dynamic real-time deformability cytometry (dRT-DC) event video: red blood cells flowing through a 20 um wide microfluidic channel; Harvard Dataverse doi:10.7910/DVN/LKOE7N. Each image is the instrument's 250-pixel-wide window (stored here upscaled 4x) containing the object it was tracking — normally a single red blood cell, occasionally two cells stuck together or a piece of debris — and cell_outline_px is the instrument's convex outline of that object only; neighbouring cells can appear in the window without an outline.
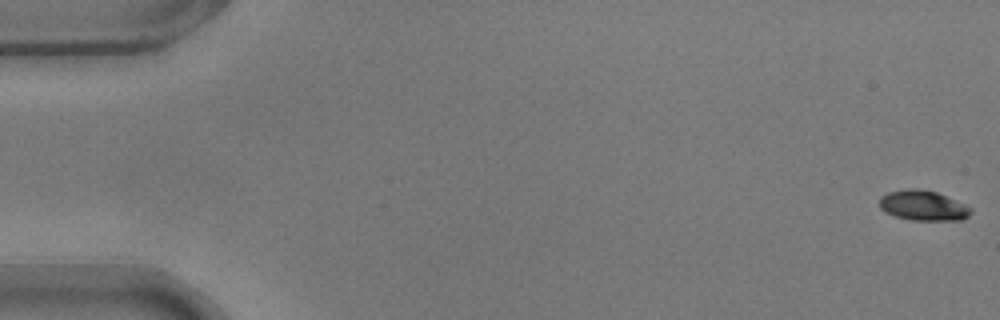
{"species": "common noctule bat (a hibernating species)", "species_latin": "Nyctalus noctula", "temperature_condition": "warm", "stored_images_in_passage": 55, "camera_frame_rate_fps": 3000, "um_per_image_px": 0.085, "animal": {"sex": "male", "body_mass_g": 17.9}, "frame": {"image": 1, "passage_image": 1, "time_ms": 0.0, "image_size_px": [1000, 320], "cell_outline_px": [[972, 212], [968, 216], [960, 220], [908, 220], [884, 212], [880, 208], [880, 196], [888, 192], [908, 188], [916, 188], [936, 192], [964, 204], [972, 208]], "centroid_in_image_um": [78.44, 17.47], "position_along_channel_um": 6.6, "area_um2": 16.01}}
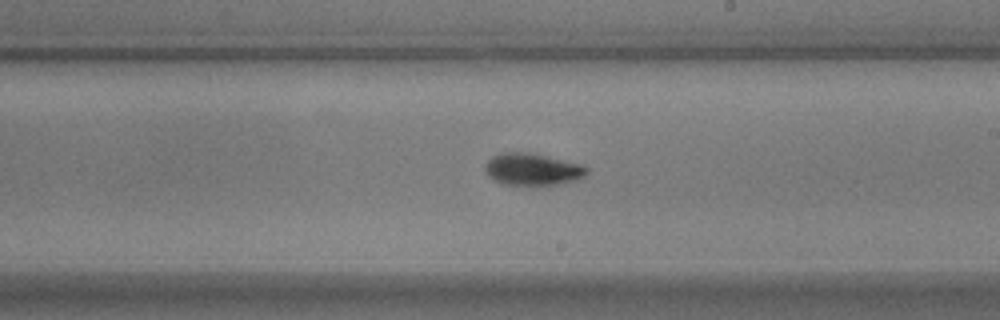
{"frame": {"image": 2, "passage_image": 32, "time_ms": 10.333, "image_size_px": [1000, 320], "cell_outline_px": [[588, 172], [584, 176], [572, 180], [556, 184], [532, 188], [504, 184], [492, 180], [484, 172], [484, 168], [488, 160], [492, 156], [504, 152], [528, 152], [580, 164], [588, 168]], "centroid_in_image_um": [45.19, 14.43], "position_along_channel_um": 243.8, "area_um2": 19.36}}
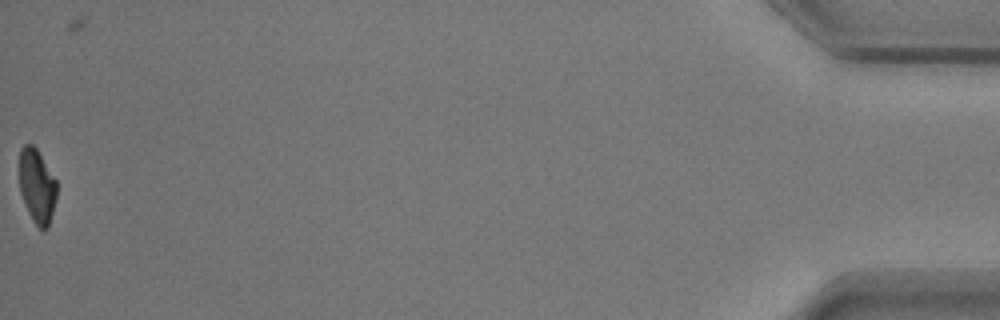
{"frame": {"image": 3, "passage_image": 55, "time_ms": 18.0, "image_size_px": [1000, 320], "cell_outline_px": [[56, 200], [48, 228], [44, 232], [32, 220], [28, 212], [20, 192], [20, 148], [24, 144], [32, 144], [36, 148], [56, 180]], "centroid_in_image_um": [3.15, 15.84], "position_along_channel_um": 432.1, "area_um2": 16.07}, "authors_computed_cell_mechanics": {"area_um2": 17.9758, "velocity_mm_per_s": 3.7364, "shape_relaxation_time_tau1_ms": 2.801, "shape_relaxation_time_tau2_ms": 2.5369, "deformation_change_tau1": 0.1446, "deformation_change_tau2": 0.0728}}